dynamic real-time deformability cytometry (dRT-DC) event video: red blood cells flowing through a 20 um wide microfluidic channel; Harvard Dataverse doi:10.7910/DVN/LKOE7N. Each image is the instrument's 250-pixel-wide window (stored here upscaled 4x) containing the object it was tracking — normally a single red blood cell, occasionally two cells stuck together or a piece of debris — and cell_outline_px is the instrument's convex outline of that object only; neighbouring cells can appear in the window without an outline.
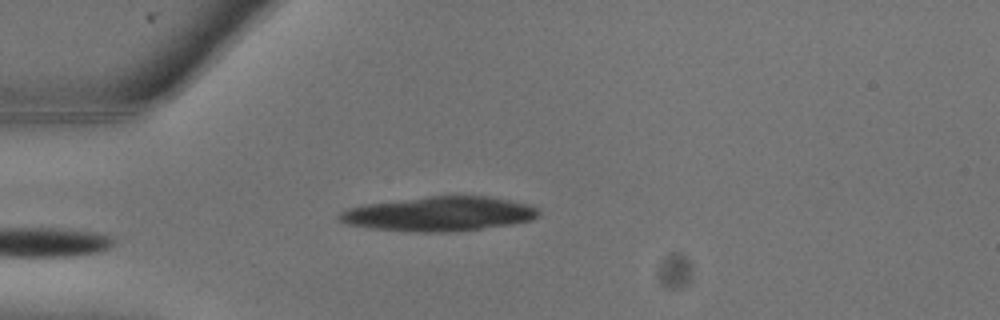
{"species": "common noctule bat (a hibernating species)", "species_latin": "Nyctalus noctula", "temperature_condition": "warm", "stored_images_in_passage": 2, "camera_frame_rate_fps": 3000, "um_per_image_px": 0.085, "animal": {"sex": "male", "body_mass_g": 13.3}, "frame": {"image": 1, "passage_image": 2, "time_ms": 0.333, "image_size_px": [1000, 320], "cell_outline_px": [[540, 216], [532, 220], [512, 224], [452, 232], [412, 232], [368, 228], [344, 224], [336, 216], [340, 212], [348, 208], [364, 204], [428, 196], [488, 196], [528, 204], [536, 208], [540, 212]], "centroid_in_image_um": [37.3, 18.19], "position_along_channel_um": 47.7, "area_um2": 40.23}}